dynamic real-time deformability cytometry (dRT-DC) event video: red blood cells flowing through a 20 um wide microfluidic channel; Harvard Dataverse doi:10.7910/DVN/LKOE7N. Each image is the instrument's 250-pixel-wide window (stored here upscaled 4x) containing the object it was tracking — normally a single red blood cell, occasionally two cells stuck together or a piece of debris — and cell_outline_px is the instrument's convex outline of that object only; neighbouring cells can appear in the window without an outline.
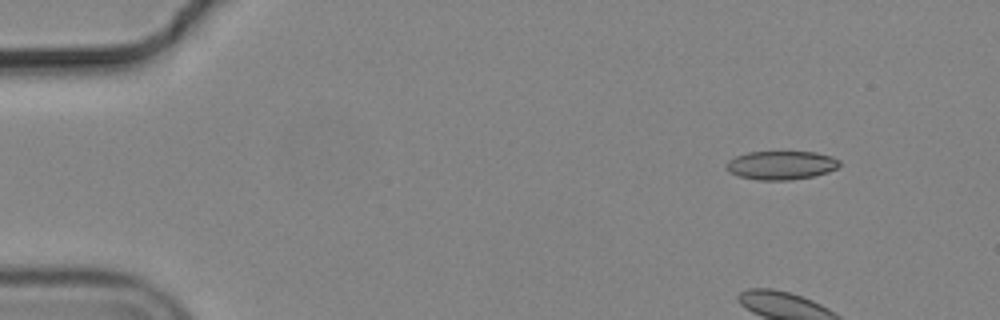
{"species": "common noctule bat (a hibernating species)", "species_latin": "Nyctalus noctula", "temperature_condition": "cold", "stored_images_in_passage": 13, "segment_of_instrument_passage": [2, 2], "camera_frame_rate_fps": 3000, "um_per_image_px": 0.085, "animal": {"sex": "male", "body_mass_g": 19.2, "forearm_length_mm": 51.8}, "frame": {"image": 1, "passage_image": 13, "time_ms": 4.0, "image_size_px": [1000, 320], "cell_outline_px": [[840, 164], [836, 168], [828, 172], [812, 176], [788, 180], [760, 180], [740, 176], [728, 172], [724, 164], [728, 160], [736, 156], [748, 152], [812, 152], [832, 156], [840, 160]], "centroid_in_image_um": [66.37, 14.04], "position_along_channel_um": 18.6, "area_um2": 18.84}}